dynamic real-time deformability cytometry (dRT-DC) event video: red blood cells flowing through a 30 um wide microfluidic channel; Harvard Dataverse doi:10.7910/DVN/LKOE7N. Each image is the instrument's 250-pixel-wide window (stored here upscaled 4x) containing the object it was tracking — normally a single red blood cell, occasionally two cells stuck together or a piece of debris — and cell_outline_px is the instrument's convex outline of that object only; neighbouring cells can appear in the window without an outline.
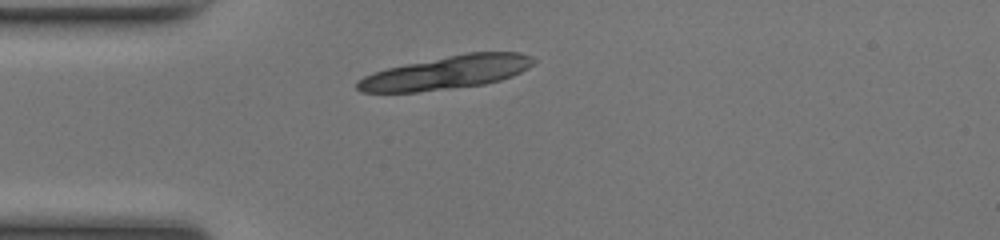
{"species": "common noctule bat (a hibernating species)", "species_latin": "Nyctalus noctula", "temperature_condition": "room temperature", "stored_images_in_passage": 29, "segment_of_instrument_passage": [1, 2], "camera_frame_rate_fps": 3000, "um_per_image_px": 0.085, "animal": {"sex": "female", "body_mass_g": 17.0, "forearm_length_mm": 48.0}, "frame": {"image": 1, "passage_image": 1, "time_ms": 0.0, "image_size_px": [1000, 240], "cell_outline_px": [[536, 64], [512, 76], [500, 80], [484, 84], [416, 92], [360, 92], [356, 88], [356, 84], [364, 76], [372, 72], [388, 68], [468, 52], [520, 52], [532, 56], [536, 60]], "centroid_in_image_um": [38.01, 6.16], "position_along_channel_um": 47.0, "area_um2": 33.87}}